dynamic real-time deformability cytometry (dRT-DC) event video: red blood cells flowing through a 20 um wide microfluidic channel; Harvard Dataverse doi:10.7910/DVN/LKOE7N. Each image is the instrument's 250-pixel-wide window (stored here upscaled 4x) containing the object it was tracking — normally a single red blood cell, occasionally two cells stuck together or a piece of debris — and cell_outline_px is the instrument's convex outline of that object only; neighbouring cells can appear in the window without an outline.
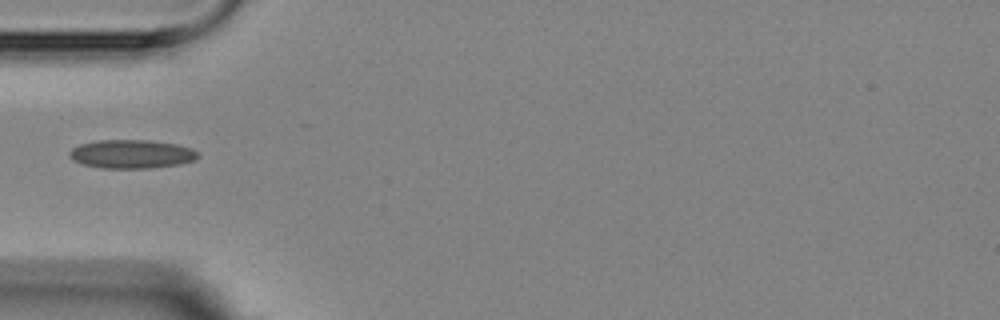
{"species": "Egyptian fruit bat (a non-hibernating species)", "species_latin": "Rousettus aegyptiacus", "temperature_condition": "room temperature", "stored_images_in_passage": 4, "camera_frame_rate_fps": 3000, "um_per_image_px": 0.085, "animal": {"sex": "female"}, "frame": {"image": 1, "passage_image": 1, "time_ms": 0.0, "image_size_px": [1000, 320], "cell_outline_px": [[200, 156], [196, 160], [180, 164], [152, 168], [100, 168], [84, 164], [72, 160], [68, 152], [72, 148], [80, 144], [96, 140], [148, 140], [176, 144], [192, 148], [200, 152]], "centroid_in_image_um": [11.22, 13.09], "position_along_channel_um": 73.8, "area_um2": 21.68}}
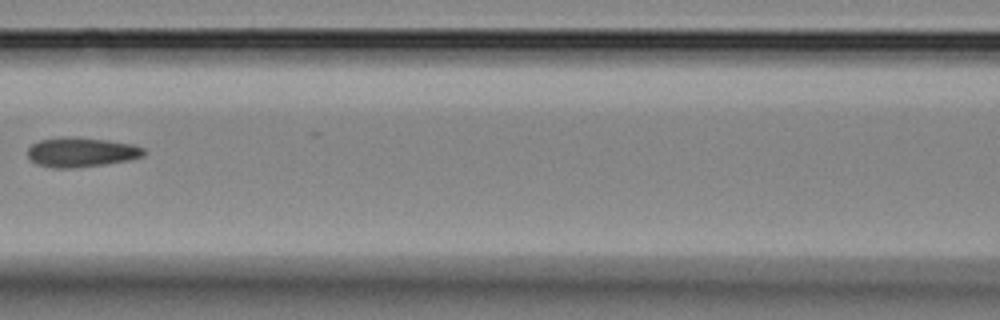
{"frame": {"image": 2, "passage_image": 3, "time_ms": 2.333, "image_size_px": [1000, 320], "cell_outline_px": [[148, 152], [144, 156], [128, 160], [104, 164], [76, 168], [52, 168], [36, 164], [28, 156], [28, 148], [32, 144], [40, 140], [60, 136], [64, 136], [108, 140], [132, 144], [144, 148]], "centroid_in_image_um": [6.91, 12.93], "position_along_channel_um": 159.7, "area_um2": 20.17}}
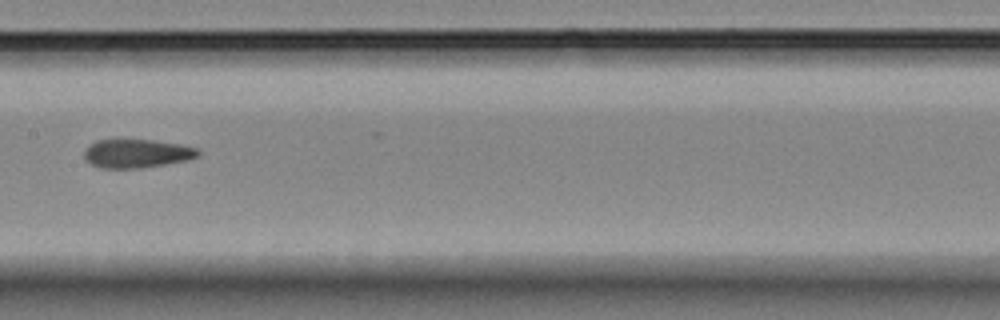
{"frame": {"image": 3, "passage_image": 4, "time_ms": 3.333, "image_size_px": [1000, 320], "cell_outline_px": [[200, 156], [188, 160], [140, 168], [100, 168], [92, 164], [84, 156], [84, 152], [88, 144], [96, 140], [152, 140], [180, 144], [196, 148], [200, 152]], "centroid_in_image_um": [11.63, 13.04], "position_along_channel_um": 195.8, "area_um2": 18.9}}